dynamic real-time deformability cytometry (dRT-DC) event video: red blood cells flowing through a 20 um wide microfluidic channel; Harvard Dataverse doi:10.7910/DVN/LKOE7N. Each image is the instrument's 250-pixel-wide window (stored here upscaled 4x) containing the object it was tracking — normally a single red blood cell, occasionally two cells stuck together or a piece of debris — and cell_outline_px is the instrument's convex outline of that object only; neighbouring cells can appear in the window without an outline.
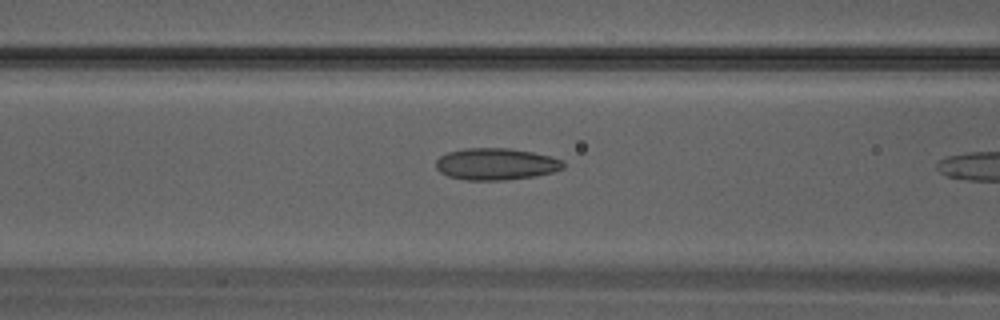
{"species": "Egyptian fruit bat (a non-hibernating species)", "species_latin": "Rousettus aegyptiacus", "temperature_condition": "warm", "stored_images_in_passage": 11, "camera_frame_rate_fps": 3000, "um_per_image_px": 0.085, "animal": {"sex": "male"}, "frame": {"image": 1, "passage_image": 10, "time_ms": 3.0, "image_size_px": [1000, 320], "cell_outline_px": [[564, 168], [552, 172], [532, 176], [504, 180], [464, 180], [448, 176], [440, 172], [436, 168], [436, 160], [440, 156], [448, 152], [464, 148], [508, 148], [532, 152], [552, 156], [564, 160]], "centroid_in_image_um": [42.15, 13.94], "position_along_channel_um": 124.4, "area_um2": 23.64}}